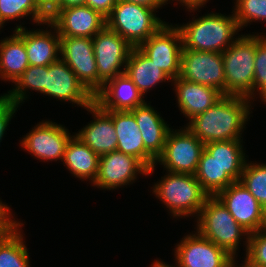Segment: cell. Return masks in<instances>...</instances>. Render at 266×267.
I'll return each instance as SVG.
<instances>
[{
  "mask_svg": "<svg viewBox=\"0 0 266 267\" xmlns=\"http://www.w3.org/2000/svg\"><path fill=\"white\" fill-rule=\"evenodd\" d=\"M9 209L8 205L2 203L0 200V235L12 233L24 225L23 223L16 221L15 218L13 219Z\"/></svg>",
  "mask_w": 266,
  "mask_h": 267,
  "instance_id": "8d00e7d4",
  "label": "cell"
},
{
  "mask_svg": "<svg viewBox=\"0 0 266 267\" xmlns=\"http://www.w3.org/2000/svg\"><path fill=\"white\" fill-rule=\"evenodd\" d=\"M180 78L214 87L226 95V81L222 53L182 48Z\"/></svg>",
  "mask_w": 266,
  "mask_h": 267,
  "instance_id": "30bf717a",
  "label": "cell"
},
{
  "mask_svg": "<svg viewBox=\"0 0 266 267\" xmlns=\"http://www.w3.org/2000/svg\"><path fill=\"white\" fill-rule=\"evenodd\" d=\"M228 267H235L234 262H232Z\"/></svg>",
  "mask_w": 266,
  "mask_h": 267,
  "instance_id": "f6af8a7d",
  "label": "cell"
},
{
  "mask_svg": "<svg viewBox=\"0 0 266 267\" xmlns=\"http://www.w3.org/2000/svg\"><path fill=\"white\" fill-rule=\"evenodd\" d=\"M113 120L117 135V151L138 158L147 168L148 175L154 172L156 159L144 148L142 134L134 114L128 111L104 110Z\"/></svg>",
  "mask_w": 266,
  "mask_h": 267,
  "instance_id": "ac0fdd59",
  "label": "cell"
},
{
  "mask_svg": "<svg viewBox=\"0 0 266 267\" xmlns=\"http://www.w3.org/2000/svg\"><path fill=\"white\" fill-rule=\"evenodd\" d=\"M161 177L153 186V193L164 203L173 217H198L209 195L203 190L195 175L171 173Z\"/></svg>",
  "mask_w": 266,
  "mask_h": 267,
  "instance_id": "277c9868",
  "label": "cell"
},
{
  "mask_svg": "<svg viewBox=\"0 0 266 267\" xmlns=\"http://www.w3.org/2000/svg\"><path fill=\"white\" fill-rule=\"evenodd\" d=\"M49 22L56 28L60 37L93 38L106 26V18L86 5L61 9Z\"/></svg>",
  "mask_w": 266,
  "mask_h": 267,
  "instance_id": "e0dca14e",
  "label": "cell"
},
{
  "mask_svg": "<svg viewBox=\"0 0 266 267\" xmlns=\"http://www.w3.org/2000/svg\"><path fill=\"white\" fill-rule=\"evenodd\" d=\"M20 229L0 236V267H30V256Z\"/></svg>",
  "mask_w": 266,
  "mask_h": 267,
  "instance_id": "f1b7e54d",
  "label": "cell"
},
{
  "mask_svg": "<svg viewBox=\"0 0 266 267\" xmlns=\"http://www.w3.org/2000/svg\"><path fill=\"white\" fill-rule=\"evenodd\" d=\"M125 75L135 84L142 95L161 82H172L158 66L138 47H134L125 66Z\"/></svg>",
  "mask_w": 266,
  "mask_h": 267,
  "instance_id": "d4e9b609",
  "label": "cell"
},
{
  "mask_svg": "<svg viewBox=\"0 0 266 267\" xmlns=\"http://www.w3.org/2000/svg\"><path fill=\"white\" fill-rule=\"evenodd\" d=\"M174 83L175 94L179 110L185 115L188 120L192 119L198 114L204 113L207 109L212 107L223 94L215 89L190 82L180 77L172 80Z\"/></svg>",
  "mask_w": 266,
  "mask_h": 267,
  "instance_id": "44dd1931",
  "label": "cell"
},
{
  "mask_svg": "<svg viewBox=\"0 0 266 267\" xmlns=\"http://www.w3.org/2000/svg\"><path fill=\"white\" fill-rule=\"evenodd\" d=\"M86 110L94 116V121L75 135L99 156L117 151L118 141L112 118L96 102Z\"/></svg>",
  "mask_w": 266,
  "mask_h": 267,
  "instance_id": "d6986e66",
  "label": "cell"
},
{
  "mask_svg": "<svg viewBox=\"0 0 266 267\" xmlns=\"http://www.w3.org/2000/svg\"><path fill=\"white\" fill-rule=\"evenodd\" d=\"M236 257L233 258V262H234V266L235 267H266V266H263V265H260V264H257V263H254L253 261H251L247 256L245 257V260L242 261L244 262L241 266H237V263H236Z\"/></svg>",
  "mask_w": 266,
  "mask_h": 267,
  "instance_id": "7bdbcfd3",
  "label": "cell"
},
{
  "mask_svg": "<svg viewBox=\"0 0 266 267\" xmlns=\"http://www.w3.org/2000/svg\"><path fill=\"white\" fill-rule=\"evenodd\" d=\"M180 130H170L156 164L163 165L167 172L195 175L205 144L186 126Z\"/></svg>",
  "mask_w": 266,
  "mask_h": 267,
  "instance_id": "ba28073f",
  "label": "cell"
},
{
  "mask_svg": "<svg viewBox=\"0 0 266 267\" xmlns=\"http://www.w3.org/2000/svg\"><path fill=\"white\" fill-rule=\"evenodd\" d=\"M86 0H62V9L73 7V6H83Z\"/></svg>",
  "mask_w": 266,
  "mask_h": 267,
  "instance_id": "b9f144b4",
  "label": "cell"
},
{
  "mask_svg": "<svg viewBox=\"0 0 266 267\" xmlns=\"http://www.w3.org/2000/svg\"><path fill=\"white\" fill-rule=\"evenodd\" d=\"M256 35L243 34L223 53L226 95L249 98L253 94Z\"/></svg>",
  "mask_w": 266,
  "mask_h": 267,
  "instance_id": "5b68a950",
  "label": "cell"
},
{
  "mask_svg": "<svg viewBox=\"0 0 266 267\" xmlns=\"http://www.w3.org/2000/svg\"><path fill=\"white\" fill-rule=\"evenodd\" d=\"M254 91L259 92L260 99L266 102V37L258 33L256 35L253 94L248 98L249 100L254 99Z\"/></svg>",
  "mask_w": 266,
  "mask_h": 267,
  "instance_id": "d6a6232c",
  "label": "cell"
},
{
  "mask_svg": "<svg viewBox=\"0 0 266 267\" xmlns=\"http://www.w3.org/2000/svg\"><path fill=\"white\" fill-rule=\"evenodd\" d=\"M195 177L209 196H216L235 182L205 150L200 156Z\"/></svg>",
  "mask_w": 266,
  "mask_h": 267,
  "instance_id": "83f0119b",
  "label": "cell"
},
{
  "mask_svg": "<svg viewBox=\"0 0 266 267\" xmlns=\"http://www.w3.org/2000/svg\"><path fill=\"white\" fill-rule=\"evenodd\" d=\"M60 56L83 86L95 96L98 93V71L92 38L60 37Z\"/></svg>",
  "mask_w": 266,
  "mask_h": 267,
  "instance_id": "8fae6325",
  "label": "cell"
},
{
  "mask_svg": "<svg viewBox=\"0 0 266 267\" xmlns=\"http://www.w3.org/2000/svg\"><path fill=\"white\" fill-rule=\"evenodd\" d=\"M45 24L46 29L49 26V30L29 31L24 27V44L29 65L48 66L60 59V35L49 21Z\"/></svg>",
  "mask_w": 266,
  "mask_h": 267,
  "instance_id": "603a6c76",
  "label": "cell"
},
{
  "mask_svg": "<svg viewBox=\"0 0 266 267\" xmlns=\"http://www.w3.org/2000/svg\"><path fill=\"white\" fill-rule=\"evenodd\" d=\"M242 140L215 141L204 145V150L234 180L239 181L247 159Z\"/></svg>",
  "mask_w": 266,
  "mask_h": 267,
  "instance_id": "4316f807",
  "label": "cell"
},
{
  "mask_svg": "<svg viewBox=\"0 0 266 267\" xmlns=\"http://www.w3.org/2000/svg\"><path fill=\"white\" fill-rule=\"evenodd\" d=\"M46 74H48V66H33L28 68L14 82V87L8 93L2 96L20 106L27 97L28 89L42 92L45 89ZM27 90V92H26Z\"/></svg>",
  "mask_w": 266,
  "mask_h": 267,
  "instance_id": "f546056e",
  "label": "cell"
},
{
  "mask_svg": "<svg viewBox=\"0 0 266 267\" xmlns=\"http://www.w3.org/2000/svg\"><path fill=\"white\" fill-rule=\"evenodd\" d=\"M18 107L14 102L5 99L2 95L0 96V142Z\"/></svg>",
  "mask_w": 266,
  "mask_h": 267,
  "instance_id": "d590c367",
  "label": "cell"
},
{
  "mask_svg": "<svg viewBox=\"0 0 266 267\" xmlns=\"http://www.w3.org/2000/svg\"><path fill=\"white\" fill-rule=\"evenodd\" d=\"M251 108V101L246 97L223 95L204 113L190 119L186 127L204 144L241 140Z\"/></svg>",
  "mask_w": 266,
  "mask_h": 267,
  "instance_id": "6da1fadb",
  "label": "cell"
},
{
  "mask_svg": "<svg viewBox=\"0 0 266 267\" xmlns=\"http://www.w3.org/2000/svg\"><path fill=\"white\" fill-rule=\"evenodd\" d=\"M151 266L152 267H179V264L176 262L175 265L172 266V265L166 264L163 261L156 260V261H154V263Z\"/></svg>",
  "mask_w": 266,
  "mask_h": 267,
  "instance_id": "ee69618b",
  "label": "cell"
},
{
  "mask_svg": "<svg viewBox=\"0 0 266 267\" xmlns=\"http://www.w3.org/2000/svg\"><path fill=\"white\" fill-rule=\"evenodd\" d=\"M144 96L132 80L124 74L108 80L94 96L103 110L128 111L144 104Z\"/></svg>",
  "mask_w": 266,
  "mask_h": 267,
  "instance_id": "ffe728a7",
  "label": "cell"
},
{
  "mask_svg": "<svg viewBox=\"0 0 266 267\" xmlns=\"http://www.w3.org/2000/svg\"><path fill=\"white\" fill-rule=\"evenodd\" d=\"M174 255L179 267H228L233 262L231 255L198 231L184 236Z\"/></svg>",
  "mask_w": 266,
  "mask_h": 267,
  "instance_id": "5bb4252c",
  "label": "cell"
},
{
  "mask_svg": "<svg viewBox=\"0 0 266 267\" xmlns=\"http://www.w3.org/2000/svg\"><path fill=\"white\" fill-rule=\"evenodd\" d=\"M4 25L1 23V21H0V29L3 27Z\"/></svg>",
  "mask_w": 266,
  "mask_h": 267,
  "instance_id": "bcb514c9",
  "label": "cell"
},
{
  "mask_svg": "<svg viewBox=\"0 0 266 267\" xmlns=\"http://www.w3.org/2000/svg\"><path fill=\"white\" fill-rule=\"evenodd\" d=\"M246 256L254 263L266 266V228L250 233Z\"/></svg>",
  "mask_w": 266,
  "mask_h": 267,
  "instance_id": "e575fe53",
  "label": "cell"
},
{
  "mask_svg": "<svg viewBox=\"0 0 266 267\" xmlns=\"http://www.w3.org/2000/svg\"><path fill=\"white\" fill-rule=\"evenodd\" d=\"M197 218L196 230L204 237L224 249L233 258L241 244L246 240V252L250 233L239 225L216 196H209ZM246 236V237H245Z\"/></svg>",
  "mask_w": 266,
  "mask_h": 267,
  "instance_id": "3957f363",
  "label": "cell"
},
{
  "mask_svg": "<svg viewBox=\"0 0 266 267\" xmlns=\"http://www.w3.org/2000/svg\"><path fill=\"white\" fill-rule=\"evenodd\" d=\"M32 16L36 24H44L49 19L39 10L36 0H0V21L4 25L9 20Z\"/></svg>",
  "mask_w": 266,
  "mask_h": 267,
  "instance_id": "4dcf8cb0",
  "label": "cell"
},
{
  "mask_svg": "<svg viewBox=\"0 0 266 267\" xmlns=\"http://www.w3.org/2000/svg\"><path fill=\"white\" fill-rule=\"evenodd\" d=\"M234 12L239 29L253 21H266V0H236Z\"/></svg>",
  "mask_w": 266,
  "mask_h": 267,
  "instance_id": "836d02e7",
  "label": "cell"
},
{
  "mask_svg": "<svg viewBox=\"0 0 266 267\" xmlns=\"http://www.w3.org/2000/svg\"><path fill=\"white\" fill-rule=\"evenodd\" d=\"M138 174L148 176V168L138 158L112 151L100 156L98 173L92 185L101 190L116 189L133 183Z\"/></svg>",
  "mask_w": 266,
  "mask_h": 267,
  "instance_id": "9a60e30c",
  "label": "cell"
},
{
  "mask_svg": "<svg viewBox=\"0 0 266 267\" xmlns=\"http://www.w3.org/2000/svg\"><path fill=\"white\" fill-rule=\"evenodd\" d=\"M122 1L131 2L155 10H158V8L160 9L162 5L166 4V0H122Z\"/></svg>",
  "mask_w": 266,
  "mask_h": 267,
  "instance_id": "ab89813d",
  "label": "cell"
},
{
  "mask_svg": "<svg viewBox=\"0 0 266 267\" xmlns=\"http://www.w3.org/2000/svg\"><path fill=\"white\" fill-rule=\"evenodd\" d=\"M14 34L0 40V78L14 83L28 68L24 27L17 25Z\"/></svg>",
  "mask_w": 266,
  "mask_h": 267,
  "instance_id": "cb8c5ba5",
  "label": "cell"
},
{
  "mask_svg": "<svg viewBox=\"0 0 266 267\" xmlns=\"http://www.w3.org/2000/svg\"><path fill=\"white\" fill-rule=\"evenodd\" d=\"M92 40L99 92L108 80L124 74L126 63L134 47L107 26L95 34Z\"/></svg>",
  "mask_w": 266,
  "mask_h": 267,
  "instance_id": "52a82bcc",
  "label": "cell"
},
{
  "mask_svg": "<svg viewBox=\"0 0 266 267\" xmlns=\"http://www.w3.org/2000/svg\"><path fill=\"white\" fill-rule=\"evenodd\" d=\"M155 9L118 0L106 26L121 35L133 47H139L156 33L166 22L155 14Z\"/></svg>",
  "mask_w": 266,
  "mask_h": 267,
  "instance_id": "8992f818",
  "label": "cell"
},
{
  "mask_svg": "<svg viewBox=\"0 0 266 267\" xmlns=\"http://www.w3.org/2000/svg\"><path fill=\"white\" fill-rule=\"evenodd\" d=\"M99 158V155L73 135L66 146L62 162L75 178L89 179L93 184L98 173Z\"/></svg>",
  "mask_w": 266,
  "mask_h": 267,
  "instance_id": "484cf974",
  "label": "cell"
},
{
  "mask_svg": "<svg viewBox=\"0 0 266 267\" xmlns=\"http://www.w3.org/2000/svg\"><path fill=\"white\" fill-rule=\"evenodd\" d=\"M36 3L49 20L62 9V0H36Z\"/></svg>",
  "mask_w": 266,
  "mask_h": 267,
  "instance_id": "f35d334b",
  "label": "cell"
},
{
  "mask_svg": "<svg viewBox=\"0 0 266 267\" xmlns=\"http://www.w3.org/2000/svg\"><path fill=\"white\" fill-rule=\"evenodd\" d=\"M245 163L240 182L266 210V163Z\"/></svg>",
  "mask_w": 266,
  "mask_h": 267,
  "instance_id": "1f68e13d",
  "label": "cell"
},
{
  "mask_svg": "<svg viewBox=\"0 0 266 267\" xmlns=\"http://www.w3.org/2000/svg\"><path fill=\"white\" fill-rule=\"evenodd\" d=\"M176 26L180 29L184 48L217 53H223L232 45L240 31L234 13L225 16L210 12Z\"/></svg>",
  "mask_w": 266,
  "mask_h": 267,
  "instance_id": "7a4b0ae2",
  "label": "cell"
},
{
  "mask_svg": "<svg viewBox=\"0 0 266 267\" xmlns=\"http://www.w3.org/2000/svg\"><path fill=\"white\" fill-rule=\"evenodd\" d=\"M130 111L142 134L144 148L157 159L163 153L171 128L150 103L145 102Z\"/></svg>",
  "mask_w": 266,
  "mask_h": 267,
  "instance_id": "7402d4cb",
  "label": "cell"
},
{
  "mask_svg": "<svg viewBox=\"0 0 266 267\" xmlns=\"http://www.w3.org/2000/svg\"><path fill=\"white\" fill-rule=\"evenodd\" d=\"M118 0H86L85 5L107 18Z\"/></svg>",
  "mask_w": 266,
  "mask_h": 267,
  "instance_id": "74e56055",
  "label": "cell"
},
{
  "mask_svg": "<svg viewBox=\"0 0 266 267\" xmlns=\"http://www.w3.org/2000/svg\"><path fill=\"white\" fill-rule=\"evenodd\" d=\"M71 137L65 126L46 120L34 126L20 143L24 150L41 161H62Z\"/></svg>",
  "mask_w": 266,
  "mask_h": 267,
  "instance_id": "4fadbf2b",
  "label": "cell"
},
{
  "mask_svg": "<svg viewBox=\"0 0 266 267\" xmlns=\"http://www.w3.org/2000/svg\"><path fill=\"white\" fill-rule=\"evenodd\" d=\"M41 93L60 101H70V103L85 109L94 102V96L83 86L72 69L61 59L48 65L45 89Z\"/></svg>",
  "mask_w": 266,
  "mask_h": 267,
  "instance_id": "2e32d148",
  "label": "cell"
},
{
  "mask_svg": "<svg viewBox=\"0 0 266 267\" xmlns=\"http://www.w3.org/2000/svg\"><path fill=\"white\" fill-rule=\"evenodd\" d=\"M171 0H166V3ZM177 2L182 4V6H186L188 9V12H193L195 10H198L200 7H202L208 0H176Z\"/></svg>",
  "mask_w": 266,
  "mask_h": 267,
  "instance_id": "60d3db41",
  "label": "cell"
},
{
  "mask_svg": "<svg viewBox=\"0 0 266 267\" xmlns=\"http://www.w3.org/2000/svg\"><path fill=\"white\" fill-rule=\"evenodd\" d=\"M216 197L249 233L266 228V210L240 181H235Z\"/></svg>",
  "mask_w": 266,
  "mask_h": 267,
  "instance_id": "7c38bea8",
  "label": "cell"
},
{
  "mask_svg": "<svg viewBox=\"0 0 266 267\" xmlns=\"http://www.w3.org/2000/svg\"><path fill=\"white\" fill-rule=\"evenodd\" d=\"M138 48L172 80L179 77L183 41L176 24L165 23Z\"/></svg>",
  "mask_w": 266,
  "mask_h": 267,
  "instance_id": "9c48e42d",
  "label": "cell"
}]
</instances>
